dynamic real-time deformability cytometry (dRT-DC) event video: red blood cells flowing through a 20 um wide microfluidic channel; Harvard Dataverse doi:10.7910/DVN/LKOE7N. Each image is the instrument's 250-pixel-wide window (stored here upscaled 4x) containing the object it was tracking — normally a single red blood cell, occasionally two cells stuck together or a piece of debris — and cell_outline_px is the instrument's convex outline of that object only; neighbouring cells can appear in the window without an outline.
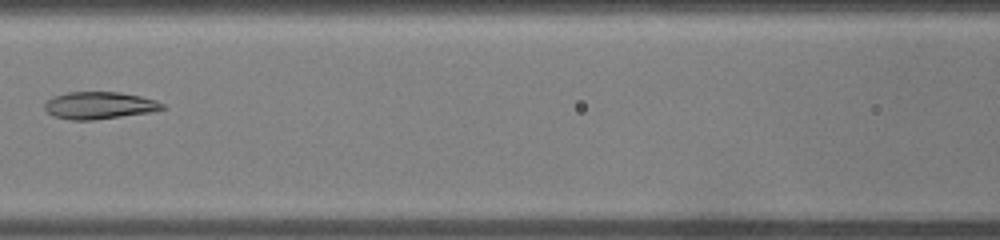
{"species": "common noctule bat (a hibernating species)", "species_latin": "Nyctalus noctula", "temperature_condition": "warm", "stored_images_in_passage": 37, "segment_of_instrument_passage": [2, 2], "camera_frame_rate_fps": 3000, "um_per_image_px": 0.085, "animal": {"sex": "male", "body_mass_g": 19.0, "forearm_length_mm": 50.8}, "frame": {"image": 1, "passage_image": 17, "time_ms": 5.333, "image_size_px": [1000, 240], "cell_outline_px": [[164, 108], [152, 112], [92, 120], [72, 120], [52, 116], [44, 108], [44, 104], [52, 96], [68, 92], [120, 92], [140, 96], [156, 100], [164, 104]], "centroid_in_image_um": [8.42, 8.96], "position_along_channel_um": 158.2, "area_um2": 18.67}}
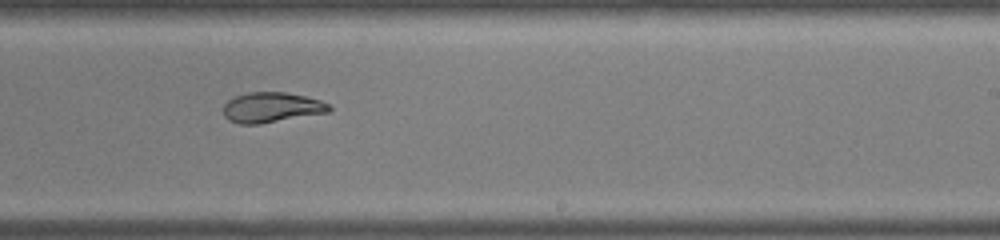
{"frame": {"image": 2, "passage_image": 23, "time_ms": 7.333, "image_size_px": [1000, 240], "cell_outline_px": [[332, 108], [328, 112], [260, 124], [240, 124], [228, 120], [224, 116], [224, 104], [228, 100], [236, 96], [248, 92], [284, 92], [304, 96], [320, 100], [328, 104]], "centroid_in_image_um": [23.06, 9.13], "position_along_channel_um": 265.9, "area_um2": 18.5}}
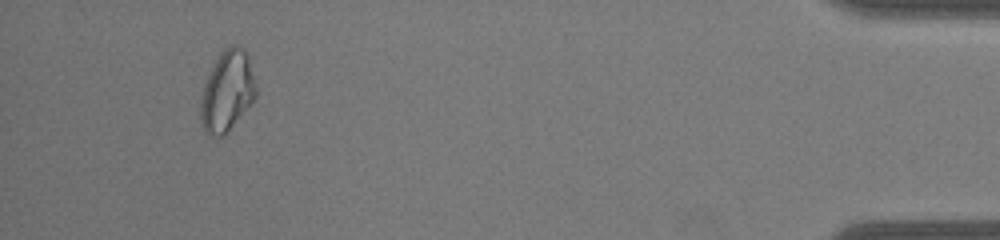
{"frame": {"image": 3, "passage_image": 35, "time_ms": 11.333, "image_size_px": [1000, 240], "cell_outline_px": [[256, 96], [228, 132], [224, 136], [208, 136], [200, 124], [200, 96], [204, 84], [212, 64], [224, 48], [232, 44], [236, 44], [244, 48], [248, 56], [256, 84]], "centroid_in_image_um": [19.28, 7.75], "position_along_channel_um": 415.9, "area_um2": 26.3}}